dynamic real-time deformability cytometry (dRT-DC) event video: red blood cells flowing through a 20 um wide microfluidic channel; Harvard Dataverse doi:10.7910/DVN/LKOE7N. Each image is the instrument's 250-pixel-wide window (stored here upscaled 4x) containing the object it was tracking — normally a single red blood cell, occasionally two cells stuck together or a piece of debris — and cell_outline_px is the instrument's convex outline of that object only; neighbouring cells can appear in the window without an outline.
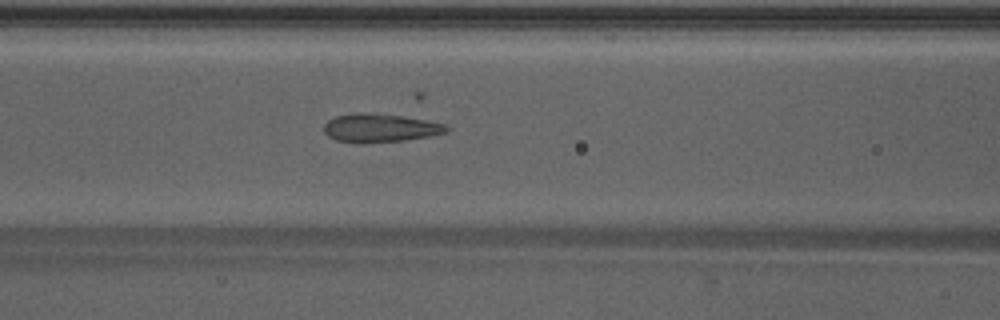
{"species": "Egyptian fruit bat (a non-hibernating species)", "species_latin": "Rousettus aegyptiacus", "temperature_condition": "warm", "stored_images_in_passage": 29, "camera_frame_rate_fps": 3000, "um_per_image_px": 0.085, "animal": {"sex": "male"}, "frame": {"image": 1, "passage_image": 4, "time_ms": 1.0, "image_size_px": [1000, 320], "cell_outline_px": [[452, 128], [448, 132], [428, 136], [404, 140], [336, 140], [328, 136], [324, 132], [324, 124], [328, 120], [336, 116], [416, 116], [448, 124]], "centroid_in_image_um": [32.52, 10.87], "position_along_channel_um": 134.1, "area_um2": 18.9}}
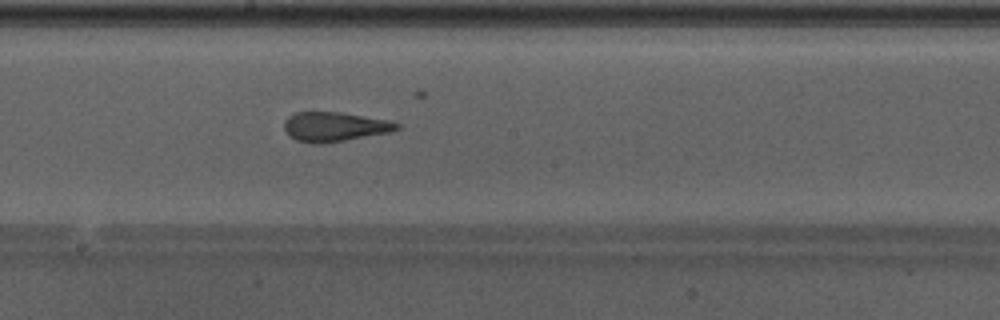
{"frame": {"image": 2, "passage_image": 10, "time_ms": 3.0, "image_size_px": [1000, 320], "cell_outline_px": [[400, 128], [388, 132], [344, 140], [320, 144], [316, 144], [296, 140], [288, 136], [284, 128], [284, 120], [288, 116], [296, 112], [340, 112], [388, 120], [400, 124]], "centroid_in_image_um": [28.38, 10.77], "position_along_channel_um": 219.8, "area_um2": 19.19}}
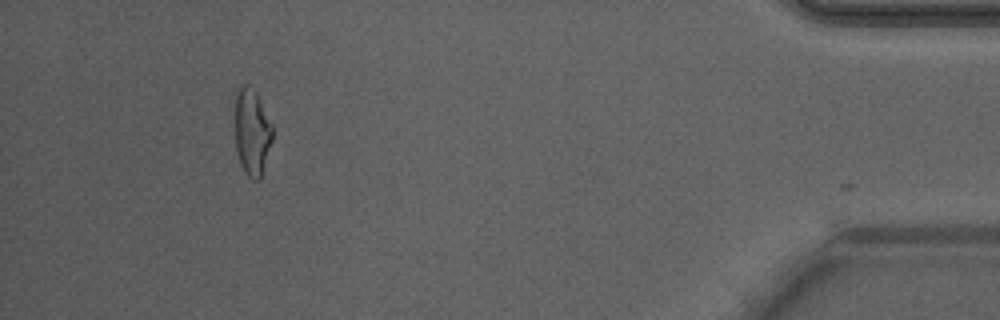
{"frame": {"image": 3, "passage_image": 28, "time_ms": 9.0, "image_size_px": [1000, 320], "cell_outline_px": [[272, 140], [260, 180], [252, 180], [244, 172], [240, 164], [236, 148], [236, 92], [244, 84], [248, 84], [256, 92], [272, 124]], "centroid_in_image_um": [21.43, 11.25], "position_along_channel_um": 413.8, "area_um2": 18.73}, "authors_computed_cell_mechanics": {"area_um2": 19.4786, "velocity_mm_per_s": 4.2801, "shape_relaxation_time_tau1_ms": 6.6565, "shape_relaxation_time_tau2_ms": 0.6708, "deformation_change_tau1": 0.2145, "deformation_change_tau2": 0.0725}}